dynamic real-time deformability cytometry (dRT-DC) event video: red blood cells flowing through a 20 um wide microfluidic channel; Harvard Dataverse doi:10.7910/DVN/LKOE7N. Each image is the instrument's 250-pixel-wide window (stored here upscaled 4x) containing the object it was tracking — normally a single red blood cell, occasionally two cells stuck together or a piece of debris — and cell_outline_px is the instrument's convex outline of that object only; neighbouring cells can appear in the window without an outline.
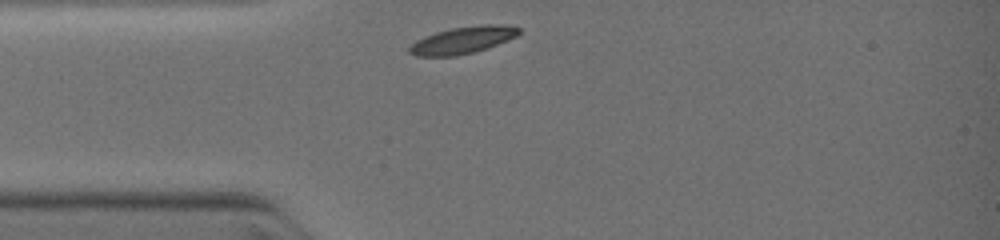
{"species": "common noctule bat (a hibernating species)", "species_latin": "Nyctalus noctula", "temperature_condition": "warm", "stored_images_in_passage": 4, "camera_frame_rate_fps": 3000, "um_per_image_px": 0.085, "animal": {"sex": "female", "body_mass_g": 19.0, "forearm_length_mm": 51.5}, "frame": {"image": 1, "passage_image": 1, "time_ms": 0.0, "image_size_px": [1000, 240], "cell_outline_px": [[520, 32], [516, 36], [496, 44], [472, 52], [456, 56], [416, 56], [408, 52], [408, 48], [416, 40], [424, 36], [436, 32], [452, 28], [480, 24], [512, 24], [520, 28]], "centroid_in_image_um": [39.33, 3.39], "position_along_channel_um": 45.7, "area_um2": 17.17}}